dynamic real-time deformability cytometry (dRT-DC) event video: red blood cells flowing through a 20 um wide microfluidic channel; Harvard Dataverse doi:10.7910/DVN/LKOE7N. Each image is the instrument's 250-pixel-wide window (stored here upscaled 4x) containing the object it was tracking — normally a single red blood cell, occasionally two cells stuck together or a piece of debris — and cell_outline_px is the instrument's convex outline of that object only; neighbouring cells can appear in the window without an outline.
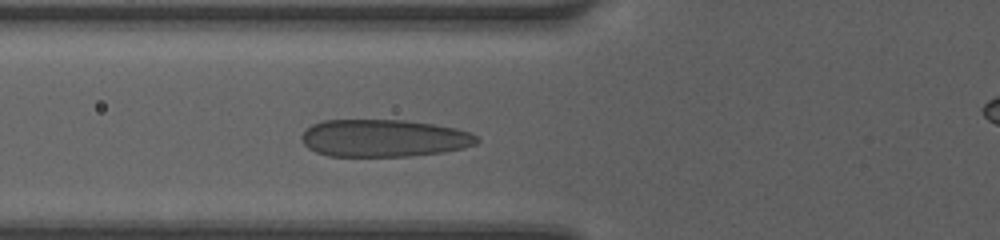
{"species": "human", "species_latin": "Homo sapiens", "temperature_condition": "room temperature", "stored_images_in_passage": 4, "camera_frame_rate_fps": 3000, "um_per_image_px": 0.085, "donor": {"sex": "female"}, "frame": {"image": 1, "passage_image": 4, "time_ms": 1.0, "image_size_px": [1000, 240], "cell_outline_px": [[480, 140], [476, 144], [464, 148], [444, 152], [408, 156], [328, 156], [316, 152], [308, 148], [300, 140], [300, 136], [312, 124], [324, 120], [404, 120], [432, 124], [456, 128], [480, 136]], "centroid_in_image_um": [32.63, 11.75], "position_along_channel_um": 93.2, "area_um2": 38.38}}